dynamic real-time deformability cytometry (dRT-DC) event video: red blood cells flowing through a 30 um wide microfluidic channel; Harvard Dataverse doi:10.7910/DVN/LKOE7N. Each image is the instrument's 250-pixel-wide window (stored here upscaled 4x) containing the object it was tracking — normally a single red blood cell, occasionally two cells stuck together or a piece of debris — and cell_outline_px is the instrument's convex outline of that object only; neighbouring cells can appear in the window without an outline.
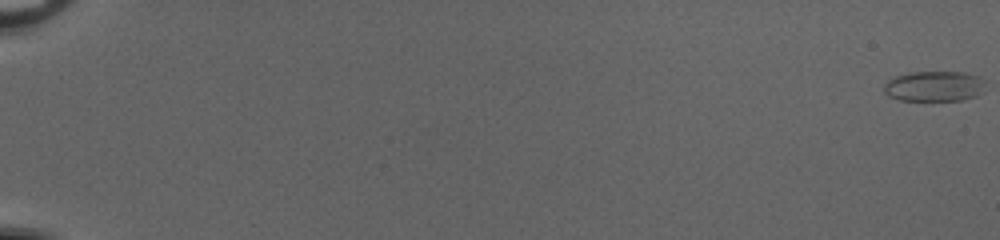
{"species": "common noctule bat (a hibernating species)", "species_latin": "Nyctalus noctula", "temperature_condition": "cold", "stored_images_in_passage": 55, "camera_frame_rate_fps": 3000, "um_per_image_px": 0.085, "animal": {"sex": "female", "body_mass_g": 20.0, "forearm_length_mm": 54.0}, "frame": {"image": 1, "passage_image": 1, "time_ms": 0.0, "image_size_px": [1000, 240], "cell_outline_px": [[984, 92], [976, 96], [960, 100], [900, 100], [888, 96], [884, 92], [884, 84], [888, 80], [896, 76], [912, 72], [964, 72], [980, 76], [984, 80]], "centroid_in_image_um": [79.43, 7.33], "position_along_channel_um": 5.6, "area_um2": 18.03}}
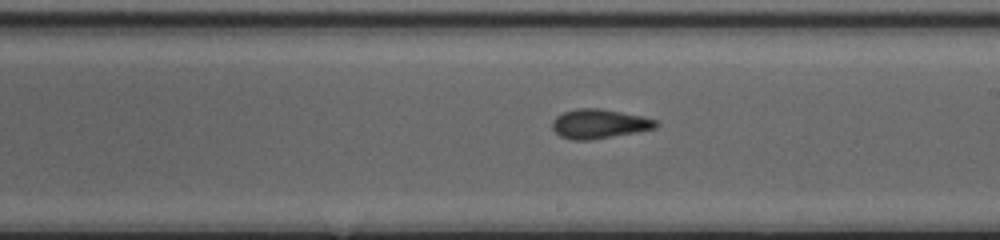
{"frame": {"image": 2, "passage_image": 35, "time_ms": 11.333, "image_size_px": [1000, 240], "cell_outline_px": [[660, 124], [656, 128], [636, 132], [588, 140], [572, 140], [560, 136], [552, 128], [552, 120], [556, 116], [564, 112], [576, 108], [600, 108], [644, 116], [656, 120]], "centroid_in_image_um": [50.94, 10.51], "position_along_channel_um": 238.1, "area_um2": 17.74}}
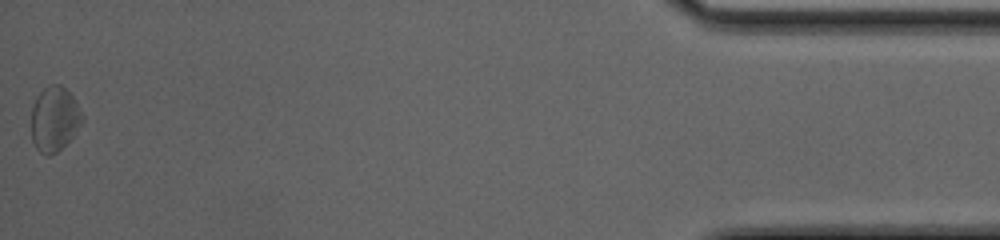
{"frame": {"image": 3, "passage_image": 55, "time_ms": 18.0, "image_size_px": [1000, 240], "cell_outline_px": [[84, 120], [72, 136], [56, 152], [48, 156], [40, 152], [36, 148], [32, 140], [32, 108], [36, 96], [44, 88], [52, 84], [60, 84], [72, 96], [84, 116]], "centroid_in_image_um": [4.62, 10.1], "position_along_channel_um": 430.6, "area_um2": 18.96}, "authors_computed_cell_mechanics": {"area_um2": 18.0336, "velocity_mm_per_s": 4.0667, "shape_relaxation_time_tau1_ms": 4.3132, "shape_relaxation_time_tau2_ms": 2.8633, "deformation_change_tau1": 0.1156, "deformation_change_tau2": 0.086}}